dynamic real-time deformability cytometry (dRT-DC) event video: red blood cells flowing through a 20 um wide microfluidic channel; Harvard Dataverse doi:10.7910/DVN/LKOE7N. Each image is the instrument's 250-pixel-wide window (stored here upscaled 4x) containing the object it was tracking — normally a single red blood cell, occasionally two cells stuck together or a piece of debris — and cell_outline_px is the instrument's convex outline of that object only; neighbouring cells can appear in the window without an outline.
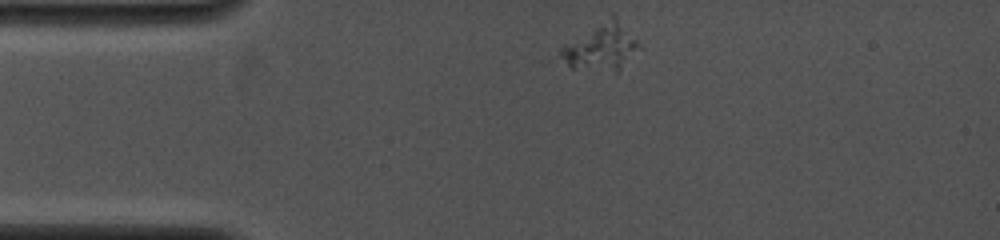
{"species": "common noctule bat (a hibernating species)", "species_latin": "Nyctalus noctula", "temperature_condition": "cold", "stored_images_in_passage": 7, "camera_frame_rate_fps": 4000, "um_per_image_px": 0.085, "animal": {"sex": "female", "body_mass_g": 19.0, "forearm_length_mm": 53.3}, "frame": {"image": 1, "passage_image": 1, "time_ms": 0.0, "image_size_px": [1000, 240], "cell_outline_px": [[640, 44], [620, 68], [616, 72], [572, 68], [560, 60], [556, 56], [564, 44], [612, 12], [616, 16]], "centroid_in_image_um": [51.01, 3.96], "position_along_channel_um": 34.0, "area_um2": 21.39}}
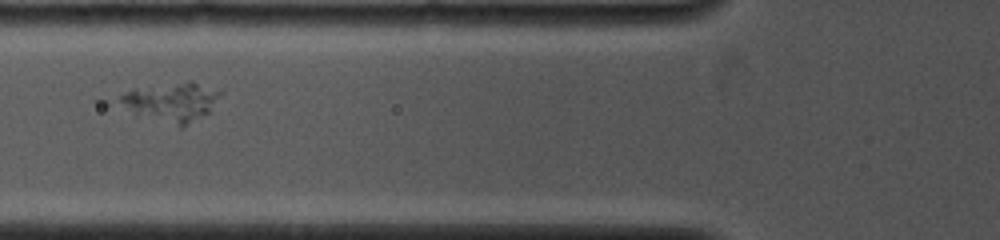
{"frame": {"image": 2, "passage_image": 6, "time_ms": 2.75, "image_size_px": [1000, 240], "cell_outline_px": [[220, 96], [212, 112], [184, 128], [180, 128], [136, 116], [100, 104], [92, 100], [136, 88], [188, 80], [192, 80], [220, 92]], "centroid_in_image_um": [14.13, 8.71], "position_along_channel_um": 111.7, "area_um2": 26.13}}